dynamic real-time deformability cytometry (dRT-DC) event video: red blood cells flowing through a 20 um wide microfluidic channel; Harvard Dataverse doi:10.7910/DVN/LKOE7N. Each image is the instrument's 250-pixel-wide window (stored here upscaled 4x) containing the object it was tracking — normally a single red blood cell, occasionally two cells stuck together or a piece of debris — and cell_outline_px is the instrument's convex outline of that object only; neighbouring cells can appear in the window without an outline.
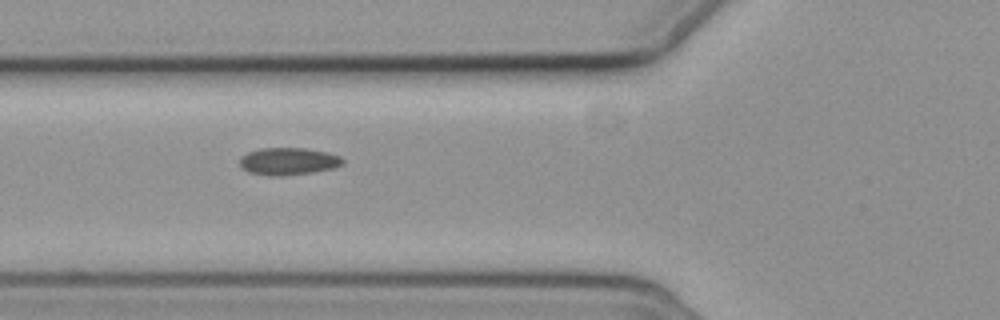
{"species": "common noctule bat (a hibernating species)", "species_latin": "Nyctalus noctula", "temperature_condition": "cold", "stored_images_in_passage": 4, "camera_frame_rate_fps": 3000, "um_per_image_px": 0.085, "animal": {"sex": "female", "body_mass_g": 19.3, "forearm_length_mm": 54.1}, "frame": {"image": 1, "passage_image": 3, "time_ms": 3.0, "image_size_px": [1000, 320], "cell_outline_px": [[344, 164], [336, 168], [312, 172], [280, 176], [272, 176], [248, 172], [240, 168], [240, 156], [248, 152], [260, 148], [304, 148], [328, 152], [340, 156], [344, 160]], "centroid_in_image_um": [24.51, 13.71], "position_along_channel_um": 101.3, "area_um2": 16.59}}
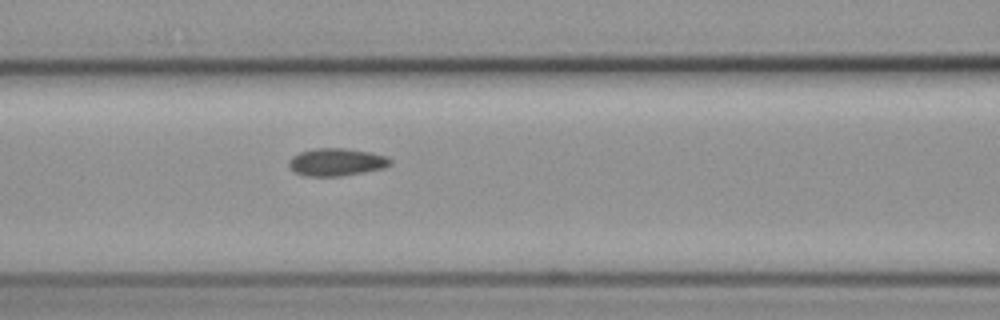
{"frame": {"image": 2, "passage_image": 4, "time_ms": 4.0, "image_size_px": [1000, 320], "cell_outline_px": [[392, 164], [384, 168], [364, 172], [340, 176], [304, 176], [296, 172], [288, 164], [288, 160], [292, 156], [300, 152], [312, 148], [344, 148], [372, 152], [388, 156], [392, 160]], "centroid_in_image_um": [28.63, 13.76], "position_along_channel_um": 138.0, "area_um2": 16.47}}